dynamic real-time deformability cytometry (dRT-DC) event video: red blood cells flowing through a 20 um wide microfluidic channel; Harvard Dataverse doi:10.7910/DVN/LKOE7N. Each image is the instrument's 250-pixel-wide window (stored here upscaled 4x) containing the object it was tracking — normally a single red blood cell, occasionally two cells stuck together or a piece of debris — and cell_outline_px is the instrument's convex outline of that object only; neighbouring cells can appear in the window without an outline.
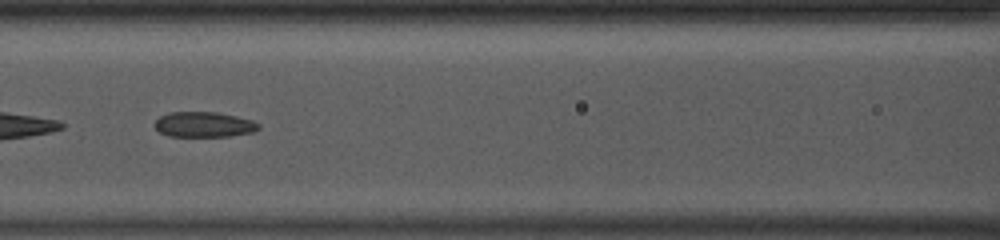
{"species": "common noctule bat (a hibernating species)", "species_latin": "Nyctalus noctula", "temperature_condition": "room temperature", "stored_images_in_passage": 46, "camera_frame_rate_fps": 3000, "um_per_image_px": 0.085, "animal": {"sex": "male", "body_mass_g": 13.0, "forearm_length_mm": 53.1}, "frame": {"image": 1, "passage_image": 20, "time_ms": 6.333, "image_size_px": [1000, 240], "cell_outline_px": [[260, 128], [252, 132], [228, 136], [168, 136], [160, 132], [152, 124], [160, 116], [168, 112], [216, 112], [236, 116], [252, 120], [260, 124]], "centroid_in_image_um": [17.31, 10.58], "position_along_channel_um": 149.3, "area_um2": 15.32}}
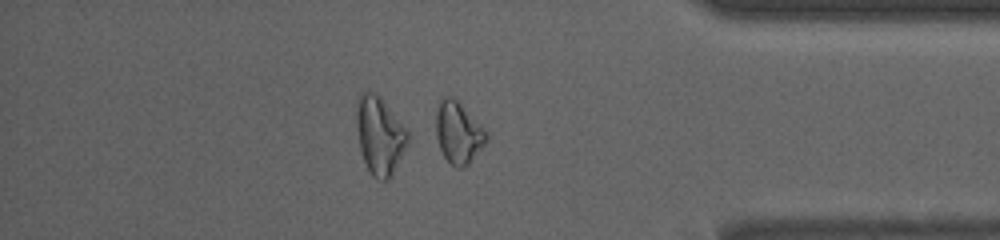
{"frame": {"image": 2, "passage_image": 40, "time_ms": 13.0, "image_size_px": [1000, 240], "cell_outline_px": [[488, 140], [468, 164], [464, 168], [456, 168], [444, 156], [440, 148], [436, 136], [436, 112], [440, 96], [452, 96], [488, 132]], "centroid_in_image_um": [38.95, 11.27], "position_along_channel_um": 396.3, "area_um2": 18.03}, "authors_computed_cell_mechanics": {"area_um2": 17.0221, "velocity_mm_per_s": 3.9456, "shape_relaxation_time_tau1_ms": null, "shape_relaxation_time_tau2_ms": 3.4643, "deformation_change_tau1": null, "deformation_change_tau2": 0.0751}}